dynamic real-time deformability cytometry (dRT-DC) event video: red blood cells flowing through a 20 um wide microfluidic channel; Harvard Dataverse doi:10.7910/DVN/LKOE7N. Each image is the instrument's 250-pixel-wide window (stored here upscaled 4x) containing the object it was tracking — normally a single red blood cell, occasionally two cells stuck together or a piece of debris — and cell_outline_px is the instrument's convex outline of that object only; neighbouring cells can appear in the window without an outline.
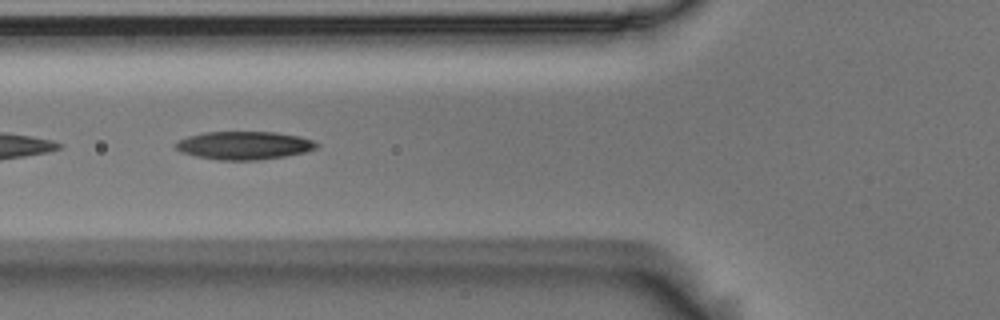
{"species": "Egyptian fruit bat (a non-hibernating species)", "species_latin": "Rousettus aegyptiacus", "temperature_condition": "room temperature", "stored_images_in_passage": 15, "camera_frame_rate_fps": 3000, "um_per_image_px": 0.085, "animal": {"sex": "male"}, "frame": {"image": 1, "passage_image": 7, "time_ms": 2.0, "image_size_px": [1000, 320], "cell_outline_px": [[320, 144], [316, 148], [304, 152], [284, 156], [256, 160], [216, 160], [196, 156], [180, 152], [172, 144], [176, 140], [188, 136], [204, 132], [276, 132], [300, 136], [312, 140]], "centroid_in_image_um": [20.7, 12.35], "position_along_channel_um": 105.1, "area_um2": 23.24}}